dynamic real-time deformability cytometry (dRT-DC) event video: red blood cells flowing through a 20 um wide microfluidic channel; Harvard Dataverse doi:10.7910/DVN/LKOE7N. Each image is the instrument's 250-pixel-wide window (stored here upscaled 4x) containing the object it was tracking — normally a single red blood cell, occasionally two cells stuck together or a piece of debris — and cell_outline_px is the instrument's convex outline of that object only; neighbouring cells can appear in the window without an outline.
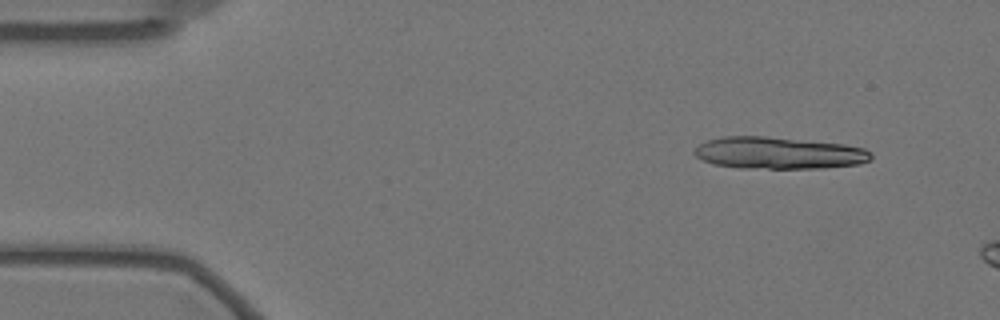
{"species": "Egyptian fruit bat (a non-hibernating species)", "species_latin": "Rousettus aegyptiacus", "temperature_condition": "warm", "stored_images_in_passage": 10, "camera_frame_rate_fps": 3000, "um_per_image_px": 0.085, "animal": {"sex": "female"}, "frame": {"image": 1, "passage_image": 4, "time_ms": 1.0, "image_size_px": [1000, 320], "cell_outline_px": [[872, 160], [860, 164], [824, 168], [740, 168], [716, 164], [704, 160], [696, 156], [692, 152], [700, 144], [708, 140], [724, 136], [764, 136], [844, 144], [864, 148], [872, 152]], "centroid_in_image_um": [66.24, 13.0], "position_along_channel_um": 18.8, "area_um2": 32.89}}